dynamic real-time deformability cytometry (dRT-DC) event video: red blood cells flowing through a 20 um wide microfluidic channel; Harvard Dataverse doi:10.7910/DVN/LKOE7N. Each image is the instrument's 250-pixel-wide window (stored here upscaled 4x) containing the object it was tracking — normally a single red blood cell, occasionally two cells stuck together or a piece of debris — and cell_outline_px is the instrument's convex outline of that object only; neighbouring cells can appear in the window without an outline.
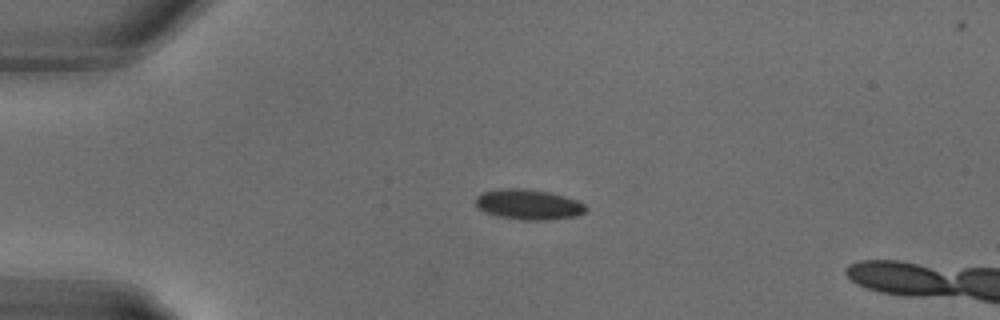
{"species": "common noctule bat (a hibernating species)", "species_latin": "Nyctalus noctula", "temperature_condition": "warm", "stored_images_in_passage": 3, "camera_frame_rate_fps": 3000, "um_per_image_px": 0.085, "animal": {"sex": "male", "body_mass_g": 18.8}, "frame": {"image": 1, "passage_image": 1, "time_ms": 0.0, "image_size_px": [1000, 320], "cell_outline_px": [[588, 208], [584, 212], [576, 216], [548, 220], [520, 220], [496, 216], [484, 212], [476, 208], [476, 196], [480, 192], [500, 188], [520, 188], [548, 192], [564, 196], [576, 200], [584, 204]], "centroid_in_image_um": [44.86, 17.38], "position_along_channel_um": 40.1, "area_um2": 19.65}}